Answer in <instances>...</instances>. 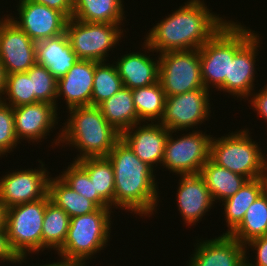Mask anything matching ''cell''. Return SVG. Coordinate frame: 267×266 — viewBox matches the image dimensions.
<instances>
[{"label": "cell", "instance_id": "6da1fadb", "mask_svg": "<svg viewBox=\"0 0 267 266\" xmlns=\"http://www.w3.org/2000/svg\"><path fill=\"white\" fill-rule=\"evenodd\" d=\"M207 7L204 0L184 2L172 14L158 20L144 41L157 55L158 52L200 49L229 21Z\"/></svg>", "mask_w": 267, "mask_h": 266}, {"label": "cell", "instance_id": "7a4b0ae2", "mask_svg": "<svg viewBox=\"0 0 267 266\" xmlns=\"http://www.w3.org/2000/svg\"><path fill=\"white\" fill-rule=\"evenodd\" d=\"M107 157L114 170V209L131 211V214L139 215L140 218L157 213L161 194L155 174L157 172L141 161L122 139Z\"/></svg>", "mask_w": 267, "mask_h": 266}, {"label": "cell", "instance_id": "3957f363", "mask_svg": "<svg viewBox=\"0 0 267 266\" xmlns=\"http://www.w3.org/2000/svg\"><path fill=\"white\" fill-rule=\"evenodd\" d=\"M67 111L70 114L67 115V122L62 123L64 127L60 128L53 145L50 146L75 147L79 154L73 161L89 157H107L121 139V133L107 122L99 107L77 106Z\"/></svg>", "mask_w": 267, "mask_h": 266}, {"label": "cell", "instance_id": "277c9868", "mask_svg": "<svg viewBox=\"0 0 267 266\" xmlns=\"http://www.w3.org/2000/svg\"><path fill=\"white\" fill-rule=\"evenodd\" d=\"M112 208L98 210L70 218L63 246L56 252L63 265L86 266L95 254L108 246L112 228ZM87 261V262H86Z\"/></svg>", "mask_w": 267, "mask_h": 266}, {"label": "cell", "instance_id": "5b68a950", "mask_svg": "<svg viewBox=\"0 0 267 266\" xmlns=\"http://www.w3.org/2000/svg\"><path fill=\"white\" fill-rule=\"evenodd\" d=\"M243 23L230 19L200 49L201 77L205 89H218L229 77L230 60L256 34ZM211 88V89H210Z\"/></svg>", "mask_w": 267, "mask_h": 266}, {"label": "cell", "instance_id": "8992f818", "mask_svg": "<svg viewBox=\"0 0 267 266\" xmlns=\"http://www.w3.org/2000/svg\"><path fill=\"white\" fill-rule=\"evenodd\" d=\"M251 134L248 127H243L218 138L212 137L210 159L247 180L264 177L267 174L265 150L252 139Z\"/></svg>", "mask_w": 267, "mask_h": 266}, {"label": "cell", "instance_id": "52a82bcc", "mask_svg": "<svg viewBox=\"0 0 267 266\" xmlns=\"http://www.w3.org/2000/svg\"><path fill=\"white\" fill-rule=\"evenodd\" d=\"M121 26L123 25L83 22L70 18L65 33L79 60L107 62L110 51L114 52V48L120 45L119 41L122 42L121 37L126 32Z\"/></svg>", "mask_w": 267, "mask_h": 266}, {"label": "cell", "instance_id": "ba28073f", "mask_svg": "<svg viewBox=\"0 0 267 266\" xmlns=\"http://www.w3.org/2000/svg\"><path fill=\"white\" fill-rule=\"evenodd\" d=\"M47 194L37 201L19 204L6 209L5 228L8 240L18 257H28L42 252V228Z\"/></svg>", "mask_w": 267, "mask_h": 266}, {"label": "cell", "instance_id": "9c48e42d", "mask_svg": "<svg viewBox=\"0 0 267 266\" xmlns=\"http://www.w3.org/2000/svg\"><path fill=\"white\" fill-rule=\"evenodd\" d=\"M174 133L180 132L169 131L161 167L163 166L164 169H168L170 173H175L177 176L200 174L203 165L210 158L213 136L206 134V130L203 132L200 129L192 130V132L189 130V133H183V136Z\"/></svg>", "mask_w": 267, "mask_h": 266}, {"label": "cell", "instance_id": "30bf717a", "mask_svg": "<svg viewBox=\"0 0 267 266\" xmlns=\"http://www.w3.org/2000/svg\"><path fill=\"white\" fill-rule=\"evenodd\" d=\"M158 81L166 97L205 89L201 77L199 49L159 54Z\"/></svg>", "mask_w": 267, "mask_h": 266}, {"label": "cell", "instance_id": "8fae6325", "mask_svg": "<svg viewBox=\"0 0 267 266\" xmlns=\"http://www.w3.org/2000/svg\"><path fill=\"white\" fill-rule=\"evenodd\" d=\"M212 91L195 89L179 95L167 96L164 115L160 124L169 131L195 130L211 117ZM210 93V94H209ZM196 126V127H195ZM191 128V129H190ZM195 128V129H193Z\"/></svg>", "mask_w": 267, "mask_h": 266}, {"label": "cell", "instance_id": "7c38bea8", "mask_svg": "<svg viewBox=\"0 0 267 266\" xmlns=\"http://www.w3.org/2000/svg\"><path fill=\"white\" fill-rule=\"evenodd\" d=\"M36 168L16 169L0 177V199L6 209L37 201L48 194L49 171L45 162L37 160ZM41 164V165H40ZM18 170V171H17Z\"/></svg>", "mask_w": 267, "mask_h": 266}, {"label": "cell", "instance_id": "4fadbf2b", "mask_svg": "<svg viewBox=\"0 0 267 266\" xmlns=\"http://www.w3.org/2000/svg\"><path fill=\"white\" fill-rule=\"evenodd\" d=\"M17 17L9 15L34 42L65 33L68 19L59 11L27 0L17 1ZM19 16V17H18Z\"/></svg>", "mask_w": 267, "mask_h": 266}, {"label": "cell", "instance_id": "5bb4252c", "mask_svg": "<svg viewBox=\"0 0 267 266\" xmlns=\"http://www.w3.org/2000/svg\"><path fill=\"white\" fill-rule=\"evenodd\" d=\"M261 34H256L235 54L230 60L229 77L225 78V82L217 89L223 93H228L240 100L249 98L255 91L256 61L259 56ZM255 88V89H254ZM243 98V99H242Z\"/></svg>", "mask_w": 267, "mask_h": 266}, {"label": "cell", "instance_id": "9a60e30c", "mask_svg": "<svg viewBox=\"0 0 267 266\" xmlns=\"http://www.w3.org/2000/svg\"><path fill=\"white\" fill-rule=\"evenodd\" d=\"M55 104L36 102L13 107L15 133L19 143L24 140L37 144L47 139L60 118ZM52 131V132H51ZM43 139V140H42ZM21 141V142H20Z\"/></svg>", "mask_w": 267, "mask_h": 266}, {"label": "cell", "instance_id": "2e32d148", "mask_svg": "<svg viewBox=\"0 0 267 266\" xmlns=\"http://www.w3.org/2000/svg\"><path fill=\"white\" fill-rule=\"evenodd\" d=\"M0 62L6 74L27 72L37 63L36 42L9 17L0 28Z\"/></svg>", "mask_w": 267, "mask_h": 266}, {"label": "cell", "instance_id": "e0dca14e", "mask_svg": "<svg viewBox=\"0 0 267 266\" xmlns=\"http://www.w3.org/2000/svg\"><path fill=\"white\" fill-rule=\"evenodd\" d=\"M198 239L186 266H246L245 245L229 234Z\"/></svg>", "mask_w": 267, "mask_h": 266}, {"label": "cell", "instance_id": "ac0fdd59", "mask_svg": "<svg viewBox=\"0 0 267 266\" xmlns=\"http://www.w3.org/2000/svg\"><path fill=\"white\" fill-rule=\"evenodd\" d=\"M168 135L169 130L160 123L141 122L121 133V139L156 171L155 167L162 164Z\"/></svg>", "mask_w": 267, "mask_h": 266}, {"label": "cell", "instance_id": "d6986e66", "mask_svg": "<svg viewBox=\"0 0 267 266\" xmlns=\"http://www.w3.org/2000/svg\"><path fill=\"white\" fill-rule=\"evenodd\" d=\"M176 194L177 209L186 226L196 225L210 212L215 202L200 174L179 175ZM214 204V205H213Z\"/></svg>", "mask_w": 267, "mask_h": 266}, {"label": "cell", "instance_id": "ffe728a7", "mask_svg": "<svg viewBox=\"0 0 267 266\" xmlns=\"http://www.w3.org/2000/svg\"><path fill=\"white\" fill-rule=\"evenodd\" d=\"M142 44L144 52L126 51V54L120 55L113 62L123 86L131 90L150 86L158 82L159 78V55L156 58L151 57L152 53L154 56L155 51L145 41ZM150 52L152 53L149 54Z\"/></svg>", "mask_w": 267, "mask_h": 266}, {"label": "cell", "instance_id": "44dd1931", "mask_svg": "<svg viewBox=\"0 0 267 266\" xmlns=\"http://www.w3.org/2000/svg\"><path fill=\"white\" fill-rule=\"evenodd\" d=\"M94 72L95 61L78 60L64 76L57 79L56 99H64L66 110L91 105Z\"/></svg>", "mask_w": 267, "mask_h": 266}, {"label": "cell", "instance_id": "7402d4cb", "mask_svg": "<svg viewBox=\"0 0 267 266\" xmlns=\"http://www.w3.org/2000/svg\"><path fill=\"white\" fill-rule=\"evenodd\" d=\"M36 58L37 63L46 67L56 79L64 76L79 60L66 33L37 41Z\"/></svg>", "mask_w": 267, "mask_h": 266}, {"label": "cell", "instance_id": "603a6c76", "mask_svg": "<svg viewBox=\"0 0 267 266\" xmlns=\"http://www.w3.org/2000/svg\"><path fill=\"white\" fill-rule=\"evenodd\" d=\"M123 3V0H73L72 18L123 25L126 19Z\"/></svg>", "mask_w": 267, "mask_h": 266}, {"label": "cell", "instance_id": "cb8c5ba5", "mask_svg": "<svg viewBox=\"0 0 267 266\" xmlns=\"http://www.w3.org/2000/svg\"><path fill=\"white\" fill-rule=\"evenodd\" d=\"M98 107L107 122L119 133L139 123L132 90L124 86Z\"/></svg>", "mask_w": 267, "mask_h": 266}, {"label": "cell", "instance_id": "d4e9b609", "mask_svg": "<svg viewBox=\"0 0 267 266\" xmlns=\"http://www.w3.org/2000/svg\"><path fill=\"white\" fill-rule=\"evenodd\" d=\"M264 192V177L247 180L231 197L222 202L227 230L230 234L243 220L249 206Z\"/></svg>", "mask_w": 267, "mask_h": 266}, {"label": "cell", "instance_id": "484cf974", "mask_svg": "<svg viewBox=\"0 0 267 266\" xmlns=\"http://www.w3.org/2000/svg\"><path fill=\"white\" fill-rule=\"evenodd\" d=\"M200 175L216 203L233 196L247 181L244 176L217 165L210 158L203 165Z\"/></svg>", "mask_w": 267, "mask_h": 266}, {"label": "cell", "instance_id": "4316f807", "mask_svg": "<svg viewBox=\"0 0 267 266\" xmlns=\"http://www.w3.org/2000/svg\"><path fill=\"white\" fill-rule=\"evenodd\" d=\"M48 195L50 201L63 209L70 218L94 212L99 207L93 202L72 190L57 175L49 178Z\"/></svg>", "mask_w": 267, "mask_h": 266}, {"label": "cell", "instance_id": "83f0119b", "mask_svg": "<svg viewBox=\"0 0 267 266\" xmlns=\"http://www.w3.org/2000/svg\"><path fill=\"white\" fill-rule=\"evenodd\" d=\"M93 182L94 193L114 209V170L108 157H89L77 161ZM113 206V207H112Z\"/></svg>", "mask_w": 267, "mask_h": 266}, {"label": "cell", "instance_id": "f1b7e54d", "mask_svg": "<svg viewBox=\"0 0 267 266\" xmlns=\"http://www.w3.org/2000/svg\"><path fill=\"white\" fill-rule=\"evenodd\" d=\"M229 235L243 245L267 236V196L264 192L249 206L241 223Z\"/></svg>", "mask_w": 267, "mask_h": 266}, {"label": "cell", "instance_id": "f546056e", "mask_svg": "<svg viewBox=\"0 0 267 266\" xmlns=\"http://www.w3.org/2000/svg\"><path fill=\"white\" fill-rule=\"evenodd\" d=\"M139 123H160L165 110L166 95L158 82L132 90Z\"/></svg>", "mask_w": 267, "mask_h": 266}, {"label": "cell", "instance_id": "4dcf8cb0", "mask_svg": "<svg viewBox=\"0 0 267 266\" xmlns=\"http://www.w3.org/2000/svg\"><path fill=\"white\" fill-rule=\"evenodd\" d=\"M70 216L53 202L46 204L42 228V252L54 250L63 246L69 229ZM48 248V249H47Z\"/></svg>", "mask_w": 267, "mask_h": 266}, {"label": "cell", "instance_id": "1f68e13d", "mask_svg": "<svg viewBox=\"0 0 267 266\" xmlns=\"http://www.w3.org/2000/svg\"><path fill=\"white\" fill-rule=\"evenodd\" d=\"M123 87L114 63L95 62L91 105L99 106Z\"/></svg>", "mask_w": 267, "mask_h": 266}, {"label": "cell", "instance_id": "d6a6232c", "mask_svg": "<svg viewBox=\"0 0 267 266\" xmlns=\"http://www.w3.org/2000/svg\"><path fill=\"white\" fill-rule=\"evenodd\" d=\"M58 177L72 190L93 201L99 208H111L98 193H94L93 182L77 161H72L61 174L59 173Z\"/></svg>", "mask_w": 267, "mask_h": 266}, {"label": "cell", "instance_id": "836d02e7", "mask_svg": "<svg viewBox=\"0 0 267 266\" xmlns=\"http://www.w3.org/2000/svg\"><path fill=\"white\" fill-rule=\"evenodd\" d=\"M1 101L12 107L35 103L32 79L26 72L7 74Z\"/></svg>", "mask_w": 267, "mask_h": 266}, {"label": "cell", "instance_id": "e575fe53", "mask_svg": "<svg viewBox=\"0 0 267 266\" xmlns=\"http://www.w3.org/2000/svg\"><path fill=\"white\" fill-rule=\"evenodd\" d=\"M32 79V92L35 95L36 102L57 103V79L48 71V69L38 63H35L27 72Z\"/></svg>", "mask_w": 267, "mask_h": 266}, {"label": "cell", "instance_id": "d590c367", "mask_svg": "<svg viewBox=\"0 0 267 266\" xmlns=\"http://www.w3.org/2000/svg\"><path fill=\"white\" fill-rule=\"evenodd\" d=\"M19 141L15 133L13 107L0 100V158L13 152Z\"/></svg>", "mask_w": 267, "mask_h": 266}, {"label": "cell", "instance_id": "8d00e7d4", "mask_svg": "<svg viewBox=\"0 0 267 266\" xmlns=\"http://www.w3.org/2000/svg\"><path fill=\"white\" fill-rule=\"evenodd\" d=\"M250 248V251H253V253H255L254 261L252 259H248V255H250ZM245 250L246 266H267V236H261L249 241L245 244Z\"/></svg>", "mask_w": 267, "mask_h": 266}, {"label": "cell", "instance_id": "74e56055", "mask_svg": "<svg viewBox=\"0 0 267 266\" xmlns=\"http://www.w3.org/2000/svg\"><path fill=\"white\" fill-rule=\"evenodd\" d=\"M25 259L27 260L26 257H18L11 248L6 228L0 230V263L8 262V265H16L17 263L22 265V263H26Z\"/></svg>", "mask_w": 267, "mask_h": 266}, {"label": "cell", "instance_id": "f35d334b", "mask_svg": "<svg viewBox=\"0 0 267 266\" xmlns=\"http://www.w3.org/2000/svg\"><path fill=\"white\" fill-rule=\"evenodd\" d=\"M249 97L246 100L252 105L250 107L254 109L253 111H256L259 117H262L267 122V83L258 92L253 91Z\"/></svg>", "mask_w": 267, "mask_h": 266}, {"label": "cell", "instance_id": "ab89813d", "mask_svg": "<svg viewBox=\"0 0 267 266\" xmlns=\"http://www.w3.org/2000/svg\"><path fill=\"white\" fill-rule=\"evenodd\" d=\"M45 5L51 9L61 12L67 19L73 15V0H27Z\"/></svg>", "mask_w": 267, "mask_h": 266}, {"label": "cell", "instance_id": "60d3db41", "mask_svg": "<svg viewBox=\"0 0 267 266\" xmlns=\"http://www.w3.org/2000/svg\"><path fill=\"white\" fill-rule=\"evenodd\" d=\"M6 71L5 68L3 67L2 63L0 62V100L3 96V93L5 91V84H6Z\"/></svg>", "mask_w": 267, "mask_h": 266}, {"label": "cell", "instance_id": "b9f144b4", "mask_svg": "<svg viewBox=\"0 0 267 266\" xmlns=\"http://www.w3.org/2000/svg\"><path fill=\"white\" fill-rule=\"evenodd\" d=\"M6 222V207L0 199V230L5 229Z\"/></svg>", "mask_w": 267, "mask_h": 266}, {"label": "cell", "instance_id": "7bdbcfd3", "mask_svg": "<svg viewBox=\"0 0 267 266\" xmlns=\"http://www.w3.org/2000/svg\"><path fill=\"white\" fill-rule=\"evenodd\" d=\"M58 261L59 260H57V262H52V263L50 262V263H48V264L46 263L44 265L43 264L42 265L38 264L37 266H63V264L60 261L59 262ZM32 266H34V264Z\"/></svg>", "mask_w": 267, "mask_h": 266}, {"label": "cell", "instance_id": "ee69618b", "mask_svg": "<svg viewBox=\"0 0 267 266\" xmlns=\"http://www.w3.org/2000/svg\"><path fill=\"white\" fill-rule=\"evenodd\" d=\"M9 15L10 14H7V15L4 14V15H2V18L0 17V28L3 25V23L8 19Z\"/></svg>", "mask_w": 267, "mask_h": 266}, {"label": "cell", "instance_id": "f6af8a7d", "mask_svg": "<svg viewBox=\"0 0 267 266\" xmlns=\"http://www.w3.org/2000/svg\"><path fill=\"white\" fill-rule=\"evenodd\" d=\"M264 194L267 196V174L264 176Z\"/></svg>", "mask_w": 267, "mask_h": 266}, {"label": "cell", "instance_id": "bcb514c9", "mask_svg": "<svg viewBox=\"0 0 267 266\" xmlns=\"http://www.w3.org/2000/svg\"><path fill=\"white\" fill-rule=\"evenodd\" d=\"M63 266H78V265H63ZM86 266H89V265H86Z\"/></svg>", "mask_w": 267, "mask_h": 266}]
</instances>
